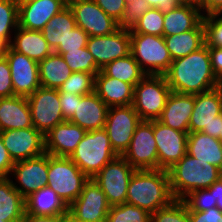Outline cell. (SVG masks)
Segmentation results:
<instances>
[{
	"mask_svg": "<svg viewBox=\"0 0 222 222\" xmlns=\"http://www.w3.org/2000/svg\"><path fill=\"white\" fill-rule=\"evenodd\" d=\"M172 92L196 95L222 85L211 68L208 46L175 59L164 74Z\"/></svg>",
	"mask_w": 222,
	"mask_h": 222,
	"instance_id": "cell-1",
	"label": "cell"
},
{
	"mask_svg": "<svg viewBox=\"0 0 222 222\" xmlns=\"http://www.w3.org/2000/svg\"><path fill=\"white\" fill-rule=\"evenodd\" d=\"M174 200L166 170H135L129 181L126 203L154 213Z\"/></svg>",
	"mask_w": 222,
	"mask_h": 222,
	"instance_id": "cell-2",
	"label": "cell"
},
{
	"mask_svg": "<svg viewBox=\"0 0 222 222\" xmlns=\"http://www.w3.org/2000/svg\"><path fill=\"white\" fill-rule=\"evenodd\" d=\"M167 172L172 195L180 200L193 191L209 188L222 177L221 169L187 153Z\"/></svg>",
	"mask_w": 222,
	"mask_h": 222,
	"instance_id": "cell-3",
	"label": "cell"
},
{
	"mask_svg": "<svg viewBox=\"0 0 222 222\" xmlns=\"http://www.w3.org/2000/svg\"><path fill=\"white\" fill-rule=\"evenodd\" d=\"M117 156L103 128L86 132L69 158L88 178H93Z\"/></svg>",
	"mask_w": 222,
	"mask_h": 222,
	"instance_id": "cell-4",
	"label": "cell"
},
{
	"mask_svg": "<svg viewBox=\"0 0 222 222\" xmlns=\"http://www.w3.org/2000/svg\"><path fill=\"white\" fill-rule=\"evenodd\" d=\"M131 38L130 54L146 75H164L173 61L166 47L164 37L134 33Z\"/></svg>",
	"mask_w": 222,
	"mask_h": 222,
	"instance_id": "cell-5",
	"label": "cell"
},
{
	"mask_svg": "<svg viewBox=\"0 0 222 222\" xmlns=\"http://www.w3.org/2000/svg\"><path fill=\"white\" fill-rule=\"evenodd\" d=\"M47 186L69 206L83 190L90 179L69 157H55L48 154Z\"/></svg>",
	"mask_w": 222,
	"mask_h": 222,
	"instance_id": "cell-6",
	"label": "cell"
},
{
	"mask_svg": "<svg viewBox=\"0 0 222 222\" xmlns=\"http://www.w3.org/2000/svg\"><path fill=\"white\" fill-rule=\"evenodd\" d=\"M171 92L164 75H146L134 86L132 106L141 120H157Z\"/></svg>",
	"mask_w": 222,
	"mask_h": 222,
	"instance_id": "cell-7",
	"label": "cell"
},
{
	"mask_svg": "<svg viewBox=\"0 0 222 222\" xmlns=\"http://www.w3.org/2000/svg\"><path fill=\"white\" fill-rule=\"evenodd\" d=\"M135 169L122 156L108 162L94 177L110 206L126 203L129 181Z\"/></svg>",
	"mask_w": 222,
	"mask_h": 222,
	"instance_id": "cell-8",
	"label": "cell"
},
{
	"mask_svg": "<svg viewBox=\"0 0 222 222\" xmlns=\"http://www.w3.org/2000/svg\"><path fill=\"white\" fill-rule=\"evenodd\" d=\"M27 101L33 126L44 136L57 124L65 122L58 89L39 87L27 97Z\"/></svg>",
	"mask_w": 222,
	"mask_h": 222,
	"instance_id": "cell-9",
	"label": "cell"
},
{
	"mask_svg": "<svg viewBox=\"0 0 222 222\" xmlns=\"http://www.w3.org/2000/svg\"><path fill=\"white\" fill-rule=\"evenodd\" d=\"M122 157L135 170L158 169L157 145L153 134V120H141L128 149Z\"/></svg>",
	"mask_w": 222,
	"mask_h": 222,
	"instance_id": "cell-10",
	"label": "cell"
},
{
	"mask_svg": "<svg viewBox=\"0 0 222 222\" xmlns=\"http://www.w3.org/2000/svg\"><path fill=\"white\" fill-rule=\"evenodd\" d=\"M141 119L132 105L109 107L104 129L113 150L122 156L128 149L132 136Z\"/></svg>",
	"mask_w": 222,
	"mask_h": 222,
	"instance_id": "cell-11",
	"label": "cell"
},
{
	"mask_svg": "<svg viewBox=\"0 0 222 222\" xmlns=\"http://www.w3.org/2000/svg\"><path fill=\"white\" fill-rule=\"evenodd\" d=\"M109 210L106 195L93 178L84 184L79 197L68 206L69 215L80 222H106Z\"/></svg>",
	"mask_w": 222,
	"mask_h": 222,
	"instance_id": "cell-12",
	"label": "cell"
},
{
	"mask_svg": "<svg viewBox=\"0 0 222 222\" xmlns=\"http://www.w3.org/2000/svg\"><path fill=\"white\" fill-rule=\"evenodd\" d=\"M77 27L89 37L106 36L119 29L118 22L108 16L93 0H68Z\"/></svg>",
	"mask_w": 222,
	"mask_h": 222,
	"instance_id": "cell-13",
	"label": "cell"
},
{
	"mask_svg": "<svg viewBox=\"0 0 222 222\" xmlns=\"http://www.w3.org/2000/svg\"><path fill=\"white\" fill-rule=\"evenodd\" d=\"M11 175L14 176V179L16 178V181L13 182V178L9 177L12 179L13 187L24 199L47 186L48 153L45 152L34 158L14 162Z\"/></svg>",
	"mask_w": 222,
	"mask_h": 222,
	"instance_id": "cell-14",
	"label": "cell"
},
{
	"mask_svg": "<svg viewBox=\"0 0 222 222\" xmlns=\"http://www.w3.org/2000/svg\"><path fill=\"white\" fill-rule=\"evenodd\" d=\"M153 134L157 145L158 169L167 171L187 153L188 133L153 120Z\"/></svg>",
	"mask_w": 222,
	"mask_h": 222,
	"instance_id": "cell-15",
	"label": "cell"
},
{
	"mask_svg": "<svg viewBox=\"0 0 222 222\" xmlns=\"http://www.w3.org/2000/svg\"><path fill=\"white\" fill-rule=\"evenodd\" d=\"M0 136L13 162L44 154L45 138L35 127L0 131Z\"/></svg>",
	"mask_w": 222,
	"mask_h": 222,
	"instance_id": "cell-16",
	"label": "cell"
},
{
	"mask_svg": "<svg viewBox=\"0 0 222 222\" xmlns=\"http://www.w3.org/2000/svg\"><path fill=\"white\" fill-rule=\"evenodd\" d=\"M87 48L94 57L97 67L101 70L108 63L130 54V32L119 28L110 35L89 37Z\"/></svg>",
	"mask_w": 222,
	"mask_h": 222,
	"instance_id": "cell-17",
	"label": "cell"
},
{
	"mask_svg": "<svg viewBox=\"0 0 222 222\" xmlns=\"http://www.w3.org/2000/svg\"><path fill=\"white\" fill-rule=\"evenodd\" d=\"M8 61L14 95L28 97L41 87L38 63L8 46L4 55Z\"/></svg>",
	"mask_w": 222,
	"mask_h": 222,
	"instance_id": "cell-18",
	"label": "cell"
},
{
	"mask_svg": "<svg viewBox=\"0 0 222 222\" xmlns=\"http://www.w3.org/2000/svg\"><path fill=\"white\" fill-rule=\"evenodd\" d=\"M68 5V0H38L18 3V26L41 31L54 15Z\"/></svg>",
	"mask_w": 222,
	"mask_h": 222,
	"instance_id": "cell-19",
	"label": "cell"
},
{
	"mask_svg": "<svg viewBox=\"0 0 222 222\" xmlns=\"http://www.w3.org/2000/svg\"><path fill=\"white\" fill-rule=\"evenodd\" d=\"M86 131L69 121L57 124L45 136V151L55 157H69Z\"/></svg>",
	"mask_w": 222,
	"mask_h": 222,
	"instance_id": "cell-20",
	"label": "cell"
},
{
	"mask_svg": "<svg viewBox=\"0 0 222 222\" xmlns=\"http://www.w3.org/2000/svg\"><path fill=\"white\" fill-rule=\"evenodd\" d=\"M222 113V85L194 95V108L189 121V132H201Z\"/></svg>",
	"mask_w": 222,
	"mask_h": 222,
	"instance_id": "cell-21",
	"label": "cell"
},
{
	"mask_svg": "<svg viewBox=\"0 0 222 222\" xmlns=\"http://www.w3.org/2000/svg\"><path fill=\"white\" fill-rule=\"evenodd\" d=\"M108 108L95 92L83 95L77 101L76 112L69 122L80 126L86 132L103 129Z\"/></svg>",
	"mask_w": 222,
	"mask_h": 222,
	"instance_id": "cell-22",
	"label": "cell"
},
{
	"mask_svg": "<svg viewBox=\"0 0 222 222\" xmlns=\"http://www.w3.org/2000/svg\"><path fill=\"white\" fill-rule=\"evenodd\" d=\"M193 108L194 95L171 92L157 120L170 128L189 133V121Z\"/></svg>",
	"mask_w": 222,
	"mask_h": 222,
	"instance_id": "cell-23",
	"label": "cell"
},
{
	"mask_svg": "<svg viewBox=\"0 0 222 222\" xmlns=\"http://www.w3.org/2000/svg\"><path fill=\"white\" fill-rule=\"evenodd\" d=\"M94 92L108 107L129 106L133 102L134 87L100 70L95 76Z\"/></svg>",
	"mask_w": 222,
	"mask_h": 222,
	"instance_id": "cell-24",
	"label": "cell"
},
{
	"mask_svg": "<svg viewBox=\"0 0 222 222\" xmlns=\"http://www.w3.org/2000/svg\"><path fill=\"white\" fill-rule=\"evenodd\" d=\"M34 127L27 97L0 98V131Z\"/></svg>",
	"mask_w": 222,
	"mask_h": 222,
	"instance_id": "cell-25",
	"label": "cell"
},
{
	"mask_svg": "<svg viewBox=\"0 0 222 222\" xmlns=\"http://www.w3.org/2000/svg\"><path fill=\"white\" fill-rule=\"evenodd\" d=\"M12 38L14 39L9 46L37 63L53 52L44 39L42 31L26 30L18 26Z\"/></svg>",
	"mask_w": 222,
	"mask_h": 222,
	"instance_id": "cell-26",
	"label": "cell"
},
{
	"mask_svg": "<svg viewBox=\"0 0 222 222\" xmlns=\"http://www.w3.org/2000/svg\"><path fill=\"white\" fill-rule=\"evenodd\" d=\"M25 213L35 216H54L68 213V205L49 186L25 198Z\"/></svg>",
	"mask_w": 222,
	"mask_h": 222,
	"instance_id": "cell-27",
	"label": "cell"
},
{
	"mask_svg": "<svg viewBox=\"0 0 222 222\" xmlns=\"http://www.w3.org/2000/svg\"><path fill=\"white\" fill-rule=\"evenodd\" d=\"M203 18L198 5L181 3L168 13L164 14V36L180 34L193 30Z\"/></svg>",
	"mask_w": 222,
	"mask_h": 222,
	"instance_id": "cell-28",
	"label": "cell"
},
{
	"mask_svg": "<svg viewBox=\"0 0 222 222\" xmlns=\"http://www.w3.org/2000/svg\"><path fill=\"white\" fill-rule=\"evenodd\" d=\"M187 154L222 170V143L202 132H189Z\"/></svg>",
	"mask_w": 222,
	"mask_h": 222,
	"instance_id": "cell-29",
	"label": "cell"
},
{
	"mask_svg": "<svg viewBox=\"0 0 222 222\" xmlns=\"http://www.w3.org/2000/svg\"><path fill=\"white\" fill-rule=\"evenodd\" d=\"M163 37L172 60L185 57L205 44L202 21L193 30Z\"/></svg>",
	"mask_w": 222,
	"mask_h": 222,
	"instance_id": "cell-30",
	"label": "cell"
},
{
	"mask_svg": "<svg viewBox=\"0 0 222 222\" xmlns=\"http://www.w3.org/2000/svg\"><path fill=\"white\" fill-rule=\"evenodd\" d=\"M25 215V199L13 187L10 178H0V219L21 222Z\"/></svg>",
	"mask_w": 222,
	"mask_h": 222,
	"instance_id": "cell-31",
	"label": "cell"
},
{
	"mask_svg": "<svg viewBox=\"0 0 222 222\" xmlns=\"http://www.w3.org/2000/svg\"><path fill=\"white\" fill-rule=\"evenodd\" d=\"M41 87L59 89L73 73L60 54L52 52L38 63Z\"/></svg>",
	"mask_w": 222,
	"mask_h": 222,
	"instance_id": "cell-32",
	"label": "cell"
},
{
	"mask_svg": "<svg viewBox=\"0 0 222 222\" xmlns=\"http://www.w3.org/2000/svg\"><path fill=\"white\" fill-rule=\"evenodd\" d=\"M76 27L74 14L67 5L54 15L41 31L49 47L54 51Z\"/></svg>",
	"mask_w": 222,
	"mask_h": 222,
	"instance_id": "cell-33",
	"label": "cell"
},
{
	"mask_svg": "<svg viewBox=\"0 0 222 222\" xmlns=\"http://www.w3.org/2000/svg\"><path fill=\"white\" fill-rule=\"evenodd\" d=\"M101 70L107 76L131 84L133 87L146 76L131 54L108 63Z\"/></svg>",
	"mask_w": 222,
	"mask_h": 222,
	"instance_id": "cell-34",
	"label": "cell"
},
{
	"mask_svg": "<svg viewBox=\"0 0 222 222\" xmlns=\"http://www.w3.org/2000/svg\"><path fill=\"white\" fill-rule=\"evenodd\" d=\"M18 27V3L15 0H0V40L10 45L12 33Z\"/></svg>",
	"mask_w": 222,
	"mask_h": 222,
	"instance_id": "cell-35",
	"label": "cell"
},
{
	"mask_svg": "<svg viewBox=\"0 0 222 222\" xmlns=\"http://www.w3.org/2000/svg\"><path fill=\"white\" fill-rule=\"evenodd\" d=\"M106 222H151V214L132 204L110 206Z\"/></svg>",
	"mask_w": 222,
	"mask_h": 222,
	"instance_id": "cell-36",
	"label": "cell"
},
{
	"mask_svg": "<svg viewBox=\"0 0 222 222\" xmlns=\"http://www.w3.org/2000/svg\"><path fill=\"white\" fill-rule=\"evenodd\" d=\"M98 73L73 72L58 89L69 94L88 95L94 92L95 76Z\"/></svg>",
	"mask_w": 222,
	"mask_h": 222,
	"instance_id": "cell-37",
	"label": "cell"
},
{
	"mask_svg": "<svg viewBox=\"0 0 222 222\" xmlns=\"http://www.w3.org/2000/svg\"><path fill=\"white\" fill-rule=\"evenodd\" d=\"M72 72L99 73L94 57L87 47L61 54Z\"/></svg>",
	"mask_w": 222,
	"mask_h": 222,
	"instance_id": "cell-38",
	"label": "cell"
},
{
	"mask_svg": "<svg viewBox=\"0 0 222 222\" xmlns=\"http://www.w3.org/2000/svg\"><path fill=\"white\" fill-rule=\"evenodd\" d=\"M151 222H190L187 204L174 199L169 205L151 214Z\"/></svg>",
	"mask_w": 222,
	"mask_h": 222,
	"instance_id": "cell-39",
	"label": "cell"
},
{
	"mask_svg": "<svg viewBox=\"0 0 222 222\" xmlns=\"http://www.w3.org/2000/svg\"><path fill=\"white\" fill-rule=\"evenodd\" d=\"M134 33L164 36V14L157 8L149 9L132 29Z\"/></svg>",
	"mask_w": 222,
	"mask_h": 222,
	"instance_id": "cell-40",
	"label": "cell"
},
{
	"mask_svg": "<svg viewBox=\"0 0 222 222\" xmlns=\"http://www.w3.org/2000/svg\"><path fill=\"white\" fill-rule=\"evenodd\" d=\"M202 23L208 48H222V14L205 15Z\"/></svg>",
	"mask_w": 222,
	"mask_h": 222,
	"instance_id": "cell-41",
	"label": "cell"
},
{
	"mask_svg": "<svg viewBox=\"0 0 222 222\" xmlns=\"http://www.w3.org/2000/svg\"><path fill=\"white\" fill-rule=\"evenodd\" d=\"M149 9L151 7L145 0H135L132 3H128L122 19L118 23V27L120 29L132 30L137 24L138 19Z\"/></svg>",
	"mask_w": 222,
	"mask_h": 222,
	"instance_id": "cell-42",
	"label": "cell"
},
{
	"mask_svg": "<svg viewBox=\"0 0 222 222\" xmlns=\"http://www.w3.org/2000/svg\"><path fill=\"white\" fill-rule=\"evenodd\" d=\"M188 211H205L216 207V200L208 189H199L191 192L185 199Z\"/></svg>",
	"mask_w": 222,
	"mask_h": 222,
	"instance_id": "cell-43",
	"label": "cell"
},
{
	"mask_svg": "<svg viewBox=\"0 0 222 222\" xmlns=\"http://www.w3.org/2000/svg\"><path fill=\"white\" fill-rule=\"evenodd\" d=\"M88 34L80 27L73 29L53 52L57 54L66 53L68 51L78 50L87 47Z\"/></svg>",
	"mask_w": 222,
	"mask_h": 222,
	"instance_id": "cell-44",
	"label": "cell"
},
{
	"mask_svg": "<svg viewBox=\"0 0 222 222\" xmlns=\"http://www.w3.org/2000/svg\"><path fill=\"white\" fill-rule=\"evenodd\" d=\"M14 95L12 76L8 61L5 56L0 58V98H8Z\"/></svg>",
	"mask_w": 222,
	"mask_h": 222,
	"instance_id": "cell-45",
	"label": "cell"
},
{
	"mask_svg": "<svg viewBox=\"0 0 222 222\" xmlns=\"http://www.w3.org/2000/svg\"><path fill=\"white\" fill-rule=\"evenodd\" d=\"M108 16L118 23L124 15L126 4L124 0H93Z\"/></svg>",
	"mask_w": 222,
	"mask_h": 222,
	"instance_id": "cell-46",
	"label": "cell"
},
{
	"mask_svg": "<svg viewBox=\"0 0 222 222\" xmlns=\"http://www.w3.org/2000/svg\"><path fill=\"white\" fill-rule=\"evenodd\" d=\"M81 95L69 94L68 92H59L60 106L65 121H69L76 112L77 101Z\"/></svg>",
	"mask_w": 222,
	"mask_h": 222,
	"instance_id": "cell-47",
	"label": "cell"
},
{
	"mask_svg": "<svg viewBox=\"0 0 222 222\" xmlns=\"http://www.w3.org/2000/svg\"><path fill=\"white\" fill-rule=\"evenodd\" d=\"M190 222H222V211L217 207L205 211H188Z\"/></svg>",
	"mask_w": 222,
	"mask_h": 222,
	"instance_id": "cell-48",
	"label": "cell"
},
{
	"mask_svg": "<svg viewBox=\"0 0 222 222\" xmlns=\"http://www.w3.org/2000/svg\"><path fill=\"white\" fill-rule=\"evenodd\" d=\"M13 165L14 162L10 158L0 136V178H9Z\"/></svg>",
	"mask_w": 222,
	"mask_h": 222,
	"instance_id": "cell-49",
	"label": "cell"
},
{
	"mask_svg": "<svg viewBox=\"0 0 222 222\" xmlns=\"http://www.w3.org/2000/svg\"><path fill=\"white\" fill-rule=\"evenodd\" d=\"M213 74L222 84V48H208Z\"/></svg>",
	"mask_w": 222,
	"mask_h": 222,
	"instance_id": "cell-50",
	"label": "cell"
},
{
	"mask_svg": "<svg viewBox=\"0 0 222 222\" xmlns=\"http://www.w3.org/2000/svg\"><path fill=\"white\" fill-rule=\"evenodd\" d=\"M151 8H157L162 14L168 13L178 7L181 0H145Z\"/></svg>",
	"mask_w": 222,
	"mask_h": 222,
	"instance_id": "cell-51",
	"label": "cell"
},
{
	"mask_svg": "<svg viewBox=\"0 0 222 222\" xmlns=\"http://www.w3.org/2000/svg\"><path fill=\"white\" fill-rule=\"evenodd\" d=\"M69 213L54 216H35L25 213L21 222H66Z\"/></svg>",
	"mask_w": 222,
	"mask_h": 222,
	"instance_id": "cell-52",
	"label": "cell"
},
{
	"mask_svg": "<svg viewBox=\"0 0 222 222\" xmlns=\"http://www.w3.org/2000/svg\"><path fill=\"white\" fill-rule=\"evenodd\" d=\"M199 8L201 12H204L203 16H205V14H222V0H203Z\"/></svg>",
	"mask_w": 222,
	"mask_h": 222,
	"instance_id": "cell-53",
	"label": "cell"
},
{
	"mask_svg": "<svg viewBox=\"0 0 222 222\" xmlns=\"http://www.w3.org/2000/svg\"><path fill=\"white\" fill-rule=\"evenodd\" d=\"M222 128V113L215 117V120L208 126V128H203L202 133L218 138Z\"/></svg>",
	"mask_w": 222,
	"mask_h": 222,
	"instance_id": "cell-54",
	"label": "cell"
},
{
	"mask_svg": "<svg viewBox=\"0 0 222 222\" xmlns=\"http://www.w3.org/2000/svg\"><path fill=\"white\" fill-rule=\"evenodd\" d=\"M207 189L213 194V198L216 200V207L222 211V177Z\"/></svg>",
	"mask_w": 222,
	"mask_h": 222,
	"instance_id": "cell-55",
	"label": "cell"
},
{
	"mask_svg": "<svg viewBox=\"0 0 222 222\" xmlns=\"http://www.w3.org/2000/svg\"><path fill=\"white\" fill-rule=\"evenodd\" d=\"M8 46L4 40H0V58L6 54Z\"/></svg>",
	"mask_w": 222,
	"mask_h": 222,
	"instance_id": "cell-56",
	"label": "cell"
},
{
	"mask_svg": "<svg viewBox=\"0 0 222 222\" xmlns=\"http://www.w3.org/2000/svg\"><path fill=\"white\" fill-rule=\"evenodd\" d=\"M182 3H191V4H195V5H200L203 0H181Z\"/></svg>",
	"mask_w": 222,
	"mask_h": 222,
	"instance_id": "cell-57",
	"label": "cell"
},
{
	"mask_svg": "<svg viewBox=\"0 0 222 222\" xmlns=\"http://www.w3.org/2000/svg\"><path fill=\"white\" fill-rule=\"evenodd\" d=\"M66 222H80V221L75 220L74 218H72V217L68 214L67 217H66Z\"/></svg>",
	"mask_w": 222,
	"mask_h": 222,
	"instance_id": "cell-58",
	"label": "cell"
},
{
	"mask_svg": "<svg viewBox=\"0 0 222 222\" xmlns=\"http://www.w3.org/2000/svg\"><path fill=\"white\" fill-rule=\"evenodd\" d=\"M17 3H29L32 1H38V0H15Z\"/></svg>",
	"mask_w": 222,
	"mask_h": 222,
	"instance_id": "cell-59",
	"label": "cell"
},
{
	"mask_svg": "<svg viewBox=\"0 0 222 222\" xmlns=\"http://www.w3.org/2000/svg\"><path fill=\"white\" fill-rule=\"evenodd\" d=\"M218 140L222 143V128H221V132H220V135L218 137Z\"/></svg>",
	"mask_w": 222,
	"mask_h": 222,
	"instance_id": "cell-60",
	"label": "cell"
},
{
	"mask_svg": "<svg viewBox=\"0 0 222 222\" xmlns=\"http://www.w3.org/2000/svg\"><path fill=\"white\" fill-rule=\"evenodd\" d=\"M135 0H124L125 4L127 5L128 3H132Z\"/></svg>",
	"mask_w": 222,
	"mask_h": 222,
	"instance_id": "cell-61",
	"label": "cell"
}]
</instances>
